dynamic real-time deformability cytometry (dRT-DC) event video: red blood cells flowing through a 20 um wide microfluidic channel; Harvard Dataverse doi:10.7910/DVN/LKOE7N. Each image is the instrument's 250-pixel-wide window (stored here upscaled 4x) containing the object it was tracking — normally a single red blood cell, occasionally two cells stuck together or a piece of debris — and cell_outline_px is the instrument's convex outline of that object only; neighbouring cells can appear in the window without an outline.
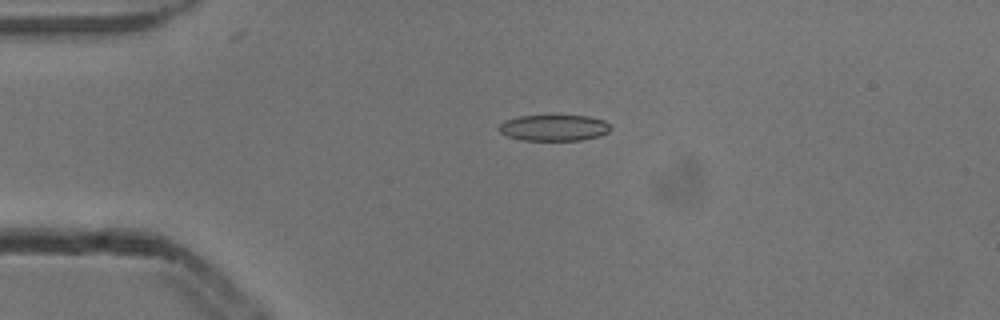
{"species": "common noctule bat (a hibernating species)", "species_latin": "Nyctalus noctula", "temperature_condition": "cold", "stored_images_in_passage": 3, "camera_frame_rate_fps": 3000, "um_per_image_px": 0.085, "animal": {"sex": "male", "body_mass_g": 13.3}, "frame": {"image": 1, "passage_image": 1, "time_ms": 0.0, "image_size_px": [1000, 320], "cell_outline_px": [[612, 128], [608, 132], [600, 136], [580, 140], [520, 140], [508, 136], [500, 132], [496, 128], [504, 120], [520, 116], [588, 116], [604, 120]], "centroid_in_image_um": [47.07, 10.86], "position_along_channel_um": 37.9, "area_um2": 16.99}}
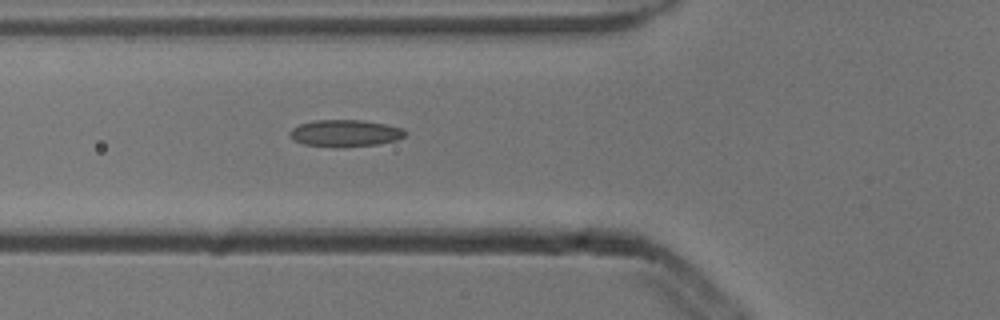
{"frame": {"image": 2, "passage_image": 3, "time_ms": 0.667, "image_size_px": [1000, 320], "cell_outline_px": [[404, 136], [396, 140], [376, 144], [304, 144], [296, 140], [288, 132], [292, 128], [300, 124], [312, 120], [364, 120], [388, 124], [404, 128]], "centroid_in_image_um": [29.38, 11.25], "position_along_channel_um": 96.4, "area_um2": 17.05}}